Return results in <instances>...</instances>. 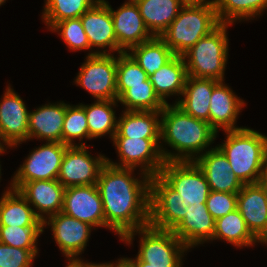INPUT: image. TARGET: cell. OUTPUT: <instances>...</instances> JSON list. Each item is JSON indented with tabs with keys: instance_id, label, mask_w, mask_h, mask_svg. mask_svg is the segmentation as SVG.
<instances>
[{
	"instance_id": "1",
	"label": "cell",
	"mask_w": 267,
	"mask_h": 267,
	"mask_svg": "<svg viewBox=\"0 0 267 267\" xmlns=\"http://www.w3.org/2000/svg\"><path fill=\"white\" fill-rule=\"evenodd\" d=\"M210 187L194 161H166L150 181L149 225L173 230L194 209H207Z\"/></svg>"
},
{
	"instance_id": "2",
	"label": "cell",
	"mask_w": 267,
	"mask_h": 267,
	"mask_svg": "<svg viewBox=\"0 0 267 267\" xmlns=\"http://www.w3.org/2000/svg\"><path fill=\"white\" fill-rule=\"evenodd\" d=\"M134 170L107 162L96 184L103 204L105 228L114 231L120 239L130 231L149 225L151 177L139 180L132 177Z\"/></svg>"
},
{
	"instance_id": "3",
	"label": "cell",
	"mask_w": 267,
	"mask_h": 267,
	"mask_svg": "<svg viewBox=\"0 0 267 267\" xmlns=\"http://www.w3.org/2000/svg\"><path fill=\"white\" fill-rule=\"evenodd\" d=\"M216 136L217 132L208 122L186 114L175 103L166 104L161 111L160 141L167 143L177 152L172 153L160 148L165 162L195 161Z\"/></svg>"
},
{
	"instance_id": "4",
	"label": "cell",
	"mask_w": 267,
	"mask_h": 267,
	"mask_svg": "<svg viewBox=\"0 0 267 267\" xmlns=\"http://www.w3.org/2000/svg\"><path fill=\"white\" fill-rule=\"evenodd\" d=\"M223 144L217 146L227 158L232 172L243 185L258 183L267 150V136L250 128L225 131Z\"/></svg>"
},
{
	"instance_id": "5",
	"label": "cell",
	"mask_w": 267,
	"mask_h": 267,
	"mask_svg": "<svg viewBox=\"0 0 267 267\" xmlns=\"http://www.w3.org/2000/svg\"><path fill=\"white\" fill-rule=\"evenodd\" d=\"M220 24L214 3L183 5L160 38L175 55L182 56Z\"/></svg>"
},
{
	"instance_id": "6",
	"label": "cell",
	"mask_w": 267,
	"mask_h": 267,
	"mask_svg": "<svg viewBox=\"0 0 267 267\" xmlns=\"http://www.w3.org/2000/svg\"><path fill=\"white\" fill-rule=\"evenodd\" d=\"M139 233V251L135 259L128 258L135 267H182V257L188 248L172 232L147 225L125 234L121 241L132 244Z\"/></svg>"
},
{
	"instance_id": "7",
	"label": "cell",
	"mask_w": 267,
	"mask_h": 267,
	"mask_svg": "<svg viewBox=\"0 0 267 267\" xmlns=\"http://www.w3.org/2000/svg\"><path fill=\"white\" fill-rule=\"evenodd\" d=\"M230 25L221 23L182 55L188 76L224 82L229 50L226 32Z\"/></svg>"
},
{
	"instance_id": "8",
	"label": "cell",
	"mask_w": 267,
	"mask_h": 267,
	"mask_svg": "<svg viewBox=\"0 0 267 267\" xmlns=\"http://www.w3.org/2000/svg\"><path fill=\"white\" fill-rule=\"evenodd\" d=\"M112 141L120 162L114 163L107 158L109 164L132 169L140 167L141 178L160 174L165 163L160 150L163 147L160 139L113 137Z\"/></svg>"
},
{
	"instance_id": "9",
	"label": "cell",
	"mask_w": 267,
	"mask_h": 267,
	"mask_svg": "<svg viewBox=\"0 0 267 267\" xmlns=\"http://www.w3.org/2000/svg\"><path fill=\"white\" fill-rule=\"evenodd\" d=\"M85 59L75 84L87 90L96 100H117V58L110 53L91 51Z\"/></svg>"
},
{
	"instance_id": "10",
	"label": "cell",
	"mask_w": 267,
	"mask_h": 267,
	"mask_svg": "<svg viewBox=\"0 0 267 267\" xmlns=\"http://www.w3.org/2000/svg\"><path fill=\"white\" fill-rule=\"evenodd\" d=\"M67 147L61 142H46L34 149L14 174L10 187L18 190L26 182L57 180Z\"/></svg>"
},
{
	"instance_id": "11",
	"label": "cell",
	"mask_w": 267,
	"mask_h": 267,
	"mask_svg": "<svg viewBox=\"0 0 267 267\" xmlns=\"http://www.w3.org/2000/svg\"><path fill=\"white\" fill-rule=\"evenodd\" d=\"M84 143L68 146L61 162L58 182L65 188L97 184L100 172L107 163V157H92Z\"/></svg>"
},
{
	"instance_id": "12",
	"label": "cell",
	"mask_w": 267,
	"mask_h": 267,
	"mask_svg": "<svg viewBox=\"0 0 267 267\" xmlns=\"http://www.w3.org/2000/svg\"><path fill=\"white\" fill-rule=\"evenodd\" d=\"M5 90L0 100V143L8 148L28 140L29 111L11 86Z\"/></svg>"
},
{
	"instance_id": "13",
	"label": "cell",
	"mask_w": 267,
	"mask_h": 267,
	"mask_svg": "<svg viewBox=\"0 0 267 267\" xmlns=\"http://www.w3.org/2000/svg\"><path fill=\"white\" fill-rule=\"evenodd\" d=\"M112 15L114 33L117 38V53L128 52L132 47L153 38L146 28L138 5L134 0L126 1L116 11L103 0Z\"/></svg>"
},
{
	"instance_id": "14",
	"label": "cell",
	"mask_w": 267,
	"mask_h": 267,
	"mask_svg": "<svg viewBox=\"0 0 267 267\" xmlns=\"http://www.w3.org/2000/svg\"><path fill=\"white\" fill-rule=\"evenodd\" d=\"M61 212L93 227L105 228L103 204L96 184L65 188Z\"/></svg>"
},
{
	"instance_id": "15",
	"label": "cell",
	"mask_w": 267,
	"mask_h": 267,
	"mask_svg": "<svg viewBox=\"0 0 267 267\" xmlns=\"http://www.w3.org/2000/svg\"><path fill=\"white\" fill-rule=\"evenodd\" d=\"M47 224L51 226L54 240L67 260L77 258L84 251L93 228L63 212L46 218L43 227Z\"/></svg>"
},
{
	"instance_id": "16",
	"label": "cell",
	"mask_w": 267,
	"mask_h": 267,
	"mask_svg": "<svg viewBox=\"0 0 267 267\" xmlns=\"http://www.w3.org/2000/svg\"><path fill=\"white\" fill-rule=\"evenodd\" d=\"M237 210L250 232L262 243L267 238V198L264 187L243 185L237 194Z\"/></svg>"
},
{
	"instance_id": "17",
	"label": "cell",
	"mask_w": 267,
	"mask_h": 267,
	"mask_svg": "<svg viewBox=\"0 0 267 267\" xmlns=\"http://www.w3.org/2000/svg\"><path fill=\"white\" fill-rule=\"evenodd\" d=\"M80 20L91 49L92 47L104 48V50L95 51L97 54H109V50L110 54L117 51V38L114 33L112 15L108 5L103 0L88 9L80 17ZM106 47L109 50H105Z\"/></svg>"
},
{
	"instance_id": "18",
	"label": "cell",
	"mask_w": 267,
	"mask_h": 267,
	"mask_svg": "<svg viewBox=\"0 0 267 267\" xmlns=\"http://www.w3.org/2000/svg\"><path fill=\"white\" fill-rule=\"evenodd\" d=\"M18 192L36 209L34 213L42 222L62 211L65 187L58 180L26 182Z\"/></svg>"
},
{
	"instance_id": "19",
	"label": "cell",
	"mask_w": 267,
	"mask_h": 267,
	"mask_svg": "<svg viewBox=\"0 0 267 267\" xmlns=\"http://www.w3.org/2000/svg\"><path fill=\"white\" fill-rule=\"evenodd\" d=\"M194 162L203 171L211 191L238 194L242 189L243 184L232 172L227 158L217 146L208 151L206 149Z\"/></svg>"
},
{
	"instance_id": "20",
	"label": "cell",
	"mask_w": 267,
	"mask_h": 267,
	"mask_svg": "<svg viewBox=\"0 0 267 267\" xmlns=\"http://www.w3.org/2000/svg\"><path fill=\"white\" fill-rule=\"evenodd\" d=\"M245 102L239 99L234 92L220 81L214 88L210 98L209 124L218 132L239 130L244 127H236L235 123L240 110L244 107Z\"/></svg>"
},
{
	"instance_id": "21",
	"label": "cell",
	"mask_w": 267,
	"mask_h": 267,
	"mask_svg": "<svg viewBox=\"0 0 267 267\" xmlns=\"http://www.w3.org/2000/svg\"><path fill=\"white\" fill-rule=\"evenodd\" d=\"M67 104L49 103L29 111L28 140L31 138L45 139L46 142H61L62 129Z\"/></svg>"
},
{
	"instance_id": "22",
	"label": "cell",
	"mask_w": 267,
	"mask_h": 267,
	"mask_svg": "<svg viewBox=\"0 0 267 267\" xmlns=\"http://www.w3.org/2000/svg\"><path fill=\"white\" fill-rule=\"evenodd\" d=\"M220 81L211 78H196L187 76L185 87L175 104L186 114L196 119H201L209 123L210 98L213 88Z\"/></svg>"
},
{
	"instance_id": "23",
	"label": "cell",
	"mask_w": 267,
	"mask_h": 267,
	"mask_svg": "<svg viewBox=\"0 0 267 267\" xmlns=\"http://www.w3.org/2000/svg\"><path fill=\"white\" fill-rule=\"evenodd\" d=\"M215 219L208 209H194L186 213L184 219L172 230L188 248H194L213 238Z\"/></svg>"
},
{
	"instance_id": "24",
	"label": "cell",
	"mask_w": 267,
	"mask_h": 267,
	"mask_svg": "<svg viewBox=\"0 0 267 267\" xmlns=\"http://www.w3.org/2000/svg\"><path fill=\"white\" fill-rule=\"evenodd\" d=\"M161 111H124L114 137L160 139Z\"/></svg>"
},
{
	"instance_id": "25",
	"label": "cell",
	"mask_w": 267,
	"mask_h": 267,
	"mask_svg": "<svg viewBox=\"0 0 267 267\" xmlns=\"http://www.w3.org/2000/svg\"><path fill=\"white\" fill-rule=\"evenodd\" d=\"M30 206L18 190L9 187L0 199V226L43 227Z\"/></svg>"
},
{
	"instance_id": "26",
	"label": "cell",
	"mask_w": 267,
	"mask_h": 267,
	"mask_svg": "<svg viewBox=\"0 0 267 267\" xmlns=\"http://www.w3.org/2000/svg\"><path fill=\"white\" fill-rule=\"evenodd\" d=\"M153 37H160L184 5L180 0H134Z\"/></svg>"
},
{
	"instance_id": "27",
	"label": "cell",
	"mask_w": 267,
	"mask_h": 267,
	"mask_svg": "<svg viewBox=\"0 0 267 267\" xmlns=\"http://www.w3.org/2000/svg\"><path fill=\"white\" fill-rule=\"evenodd\" d=\"M187 76L183 57L175 55L168 63L150 75L148 79L159 98L165 104H168L166 98L172 95L182 96Z\"/></svg>"
},
{
	"instance_id": "28",
	"label": "cell",
	"mask_w": 267,
	"mask_h": 267,
	"mask_svg": "<svg viewBox=\"0 0 267 267\" xmlns=\"http://www.w3.org/2000/svg\"><path fill=\"white\" fill-rule=\"evenodd\" d=\"M224 240L233 244L234 247L255 246L256 242L261 243L248 229L240 212L235 209L215 220V231L212 240Z\"/></svg>"
},
{
	"instance_id": "29",
	"label": "cell",
	"mask_w": 267,
	"mask_h": 267,
	"mask_svg": "<svg viewBox=\"0 0 267 267\" xmlns=\"http://www.w3.org/2000/svg\"><path fill=\"white\" fill-rule=\"evenodd\" d=\"M117 102V100H96L90 105L81 103L85 109L89 136L92 139L109 134L113 140L117 131V117L112 108L116 106Z\"/></svg>"
},
{
	"instance_id": "30",
	"label": "cell",
	"mask_w": 267,
	"mask_h": 267,
	"mask_svg": "<svg viewBox=\"0 0 267 267\" xmlns=\"http://www.w3.org/2000/svg\"><path fill=\"white\" fill-rule=\"evenodd\" d=\"M128 53L148 76L152 75L175 56L174 52L160 37H153L149 41L134 46Z\"/></svg>"
},
{
	"instance_id": "31",
	"label": "cell",
	"mask_w": 267,
	"mask_h": 267,
	"mask_svg": "<svg viewBox=\"0 0 267 267\" xmlns=\"http://www.w3.org/2000/svg\"><path fill=\"white\" fill-rule=\"evenodd\" d=\"M220 23L233 24L237 20H250L267 9V0H214Z\"/></svg>"
},
{
	"instance_id": "32",
	"label": "cell",
	"mask_w": 267,
	"mask_h": 267,
	"mask_svg": "<svg viewBox=\"0 0 267 267\" xmlns=\"http://www.w3.org/2000/svg\"><path fill=\"white\" fill-rule=\"evenodd\" d=\"M101 0H46L42 20L51 28L55 23L81 17Z\"/></svg>"
},
{
	"instance_id": "33",
	"label": "cell",
	"mask_w": 267,
	"mask_h": 267,
	"mask_svg": "<svg viewBox=\"0 0 267 267\" xmlns=\"http://www.w3.org/2000/svg\"><path fill=\"white\" fill-rule=\"evenodd\" d=\"M117 101L126 107L125 111H162L166 105L156 94L149 79L145 85L128 88Z\"/></svg>"
},
{
	"instance_id": "34",
	"label": "cell",
	"mask_w": 267,
	"mask_h": 267,
	"mask_svg": "<svg viewBox=\"0 0 267 267\" xmlns=\"http://www.w3.org/2000/svg\"><path fill=\"white\" fill-rule=\"evenodd\" d=\"M148 74L138 65L128 52H121L117 57V99L131 86L145 85Z\"/></svg>"
},
{
	"instance_id": "35",
	"label": "cell",
	"mask_w": 267,
	"mask_h": 267,
	"mask_svg": "<svg viewBox=\"0 0 267 267\" xmlns=\"http://www.w3.org/2000/svg\"><path fill=\"white\" fill-rule=\"evenodd\" d=\"M77 138L80 142L83 141V138L92 139L89 136L85 109L81 104L76 106L67 104L62 129V143L68 146H78L74 143V139Z\"/></svg>"
},
{
	"instance_id": "36",
	"label": "cell",
	"mask_w": 267,
	"mask_h": 267,
	"mask_svg": "<svg viewBox=\"0 0 267 267\" xmlns=\"http://www.w3.org/2000/svg\"><path fill=\"white\" fill-rule=\"evenodd\" d=\"M44 227L0 226V243L21 249H38L37 238Z\"/></svg>"
},
{
	"instance_id": "37",
	"label": "cell",
	"mask_w": 267,
	"mask_h": 267,
	"mask_svg": "<svg viewBox=\"0 0 267 267\" xmlns=\"http://www.w3.org/2000/svg\"><path fill=\"white\" fill-rule=\"evenodd\" d=\"M50 30L59 32L58 35L61 36L64 43H66V45H68L67 47L72 51L91 49L80 17L55 23Z\"/></svg>"
},
{
	"instance_id": "38",
	"label": "cell",
	"mask_w": 267,
	"mask_h": 267,
	"mask_svg": "<svg viewBox=\"0 0 267 267\" xmlns=\"http://www.w3.org/2000/svg\"><path fill=\"white\" fill-rule=\"evenodd\" d=\"M38 249H21L0 243V267H31Z\"/></svg>"
},
{
	"instance_id": "39",
	"label": "cell",
	"mask_w": 267,
	"mask_h": 267,
	"mask_svg": "<svg viewBox=\"0 0 267 267\" xmlns=\"http://www.w3.org/2000/svg\"><path fill=\"white\" fill-rule=\"evenodd\" d=\"M206 207L216 220L237 209V194L219 191H210Z\"/></svg>"
},
{
	"instance_id": "40",
	"label": "cell",
	"mask_w": 267,
	"mask_h": 267,
	"mask_svg": "<svg viewBox=\"0 0 267 267\" xmlns=\"http://www.w3.org/2000/svg\"><path fill=\"white\" fill-rule=\"evenodd\" d=\"M68 264L71 267H111V262L110 263H101V264H94V263H89V262H83L82 259L73 258L71 260H68Z\"/></svg>"
},
{
	"instance_id": "41",
	"label": "cell",
	"mask_w": 267,
	"mask_h": 267,
	"mask_svg": "<svg viewBox=\"0 0 267 267\" xmlns=\"http://www.w3.org/2000/svg\"><path fill=\"white\" fill-rule=\"evenodd\" d=\"M258 184L267 189V150L264 155V159L262 162L260 177L258 180Z\"/></svg>"
},
{
	"instance_id": "42",
	"label": "cell",
	"mask_w": 267,
	"mask_h": 267,
	"mask_svg": "<svg viewBox=\"0 0 267 267\" xmlns=\"http://www.w3.org/2000/svg\"><path fill=\"white\" fill-rule=\"evenodd\" d=\"M111 267H135L128 258H121L116 263H111Z\"/></svg>"
},
{
	"instance_id": "43",
	"label": "cell",
	"mask_w": 267,
	"mask_h": 267,
	"mask_svg": "<svg viewBox=\"0 0 267 267\" xmlns=\"http://www.w3.org/2000/svg\"><path fill=\"white\" fill-rule=\"evenodd\" d=\"M184 5H204L213 3L214 0H180Z\"/></svg>"
},
{
	"instance_id": "44",
	"label": "cell",
	"mask_w": 267,
	"mask_h": 267,
	"mask_svg": "<svg viewBox=\"0 0 267 267\" xmlns=\"http://www.w3.org/2000/svg\"><path fill=\"white\" fill-rule=\"evenodd\" d=\"M5 148L3 147L1 150H0V154H2L3 152H5ZM0 177H1V165H0ZM1 179V178H0Z\"/></svg>"
},
{
	"instance_id": "45",
	"label": "cell",
	"mask_w": 267,
	"mask_h": 267,
	"mask_svg": "<svg viewBox=\"0 0 267 267\" xmlns=\"http://www.w3.org/2000/svg\"><path fill=\"white\" fill-rule=\"evenodd\" d=\"M6 0H0V6L3 5V3H5Z\"/></svg>"
},
{
	"instance_id": "46",
	"label": "cell",
	"mask_w": 267,
	"mask_h": 267,
	"mask_svg": "<svg viewBox=\"0 0 267 267\" xmlns=\"http://www.w3.org/2000/svg\"><path fill=\"white\" fill-rule=\"evenodd\" d=\"M262 243L267 244V238Z\"/></svg>"
},
{
	"instance_id": "47",
	"label": "cell",
	"mask_w": 267,
	"mask_h": 267,
	"mask_svg": "<svg viewBox=\"0 0 267 267\" xmlns=\"http://www.w3.org/2000/svg\"><path fill=\"white\" fill-rule=\"evenodd\" d=\"M3 147H5V146H3V145L0 143V150H1Z\"/></svg>"
}]
</instances>
